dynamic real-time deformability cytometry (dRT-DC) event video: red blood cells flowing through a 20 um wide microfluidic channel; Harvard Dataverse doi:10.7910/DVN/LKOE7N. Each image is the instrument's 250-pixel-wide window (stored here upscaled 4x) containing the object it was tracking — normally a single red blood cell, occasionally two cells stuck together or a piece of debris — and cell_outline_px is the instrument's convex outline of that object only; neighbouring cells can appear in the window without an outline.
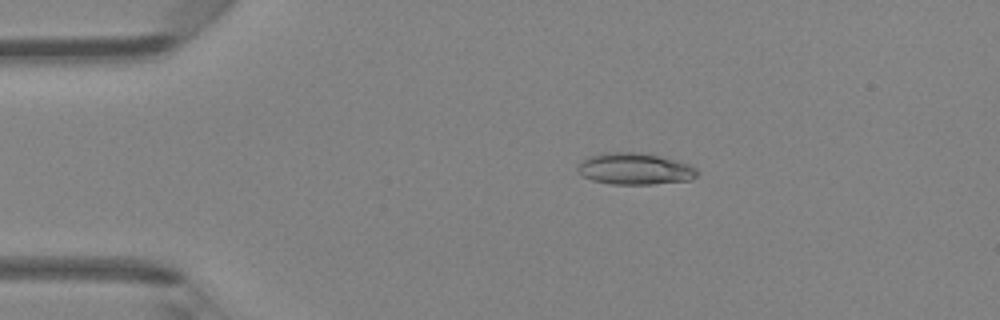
{"species": "Egyptian fruit bat (a non-hibernating species)", "species_latin": "Rousettus aegyptiacus", "temperature_condition": "room temperature", "stored_images_in_passage": 3, "camera_frame_rate_fps": 3000, "um_per_image_px": 0.085, "animal": {"sex": "female"}, "frame": {"image": 1, "passage_image": 2, "time_ms": 0.333, "image_size_px": [1000, 320], "cell_outline_px": [[700, 172], [692, 180], [652, 184], [612, 184], [592, 180], [584, 176], [576, 168], [588, 156], [604, 152], [640, 152], [688, 164], [696, 168]], "centroid_in_image_um": [53.97, 14.35], "position_along_channel_um": 31.0, "area_um2": 21.79}}